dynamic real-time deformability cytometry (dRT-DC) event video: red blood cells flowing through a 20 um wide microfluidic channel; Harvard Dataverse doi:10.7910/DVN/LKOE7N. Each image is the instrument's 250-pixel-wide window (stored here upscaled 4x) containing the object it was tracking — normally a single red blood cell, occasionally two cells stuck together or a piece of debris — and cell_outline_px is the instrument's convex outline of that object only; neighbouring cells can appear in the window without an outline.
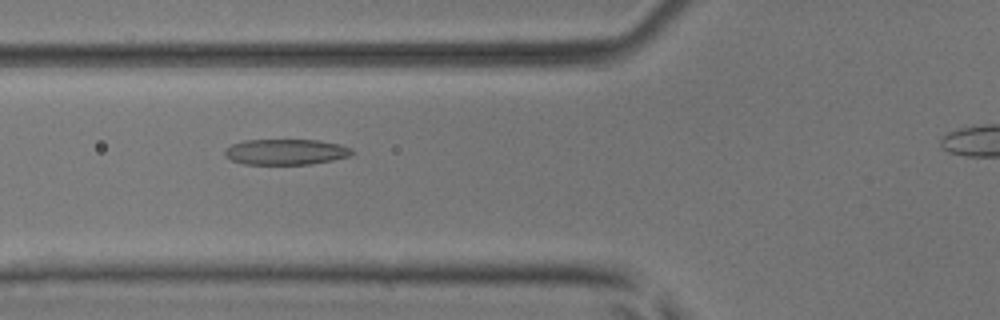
{"species": "common noctule bat (a hibernating species)", "species_latin": "Nyctalus noctula", "temperature_condition": "room temperature", "stored_images_in_passage": 38, "camera_frame_rate_fps": 3000, "um_per_image_px": 0.085, "animal": {"sex": "male", "body_mass_g": 17.9, "forearm_length_mm": 54.2}, "frame": {"image": 1, "passage_image": 11, "time_ms": 3.333, "image_size_px": [1000, 320], "cell_outline_px": [[356, 152], [352, 156], [312, 164], [244, 164], [232, 160], [224, 156], [224, 148], [232, 144], [244, 140], [320, 140], [340, 144], [352, 148]], "centroid_in_image_um": [24.33, 12.91], "position_along_channel_um": 101.5, "area_um2": 19.31}}
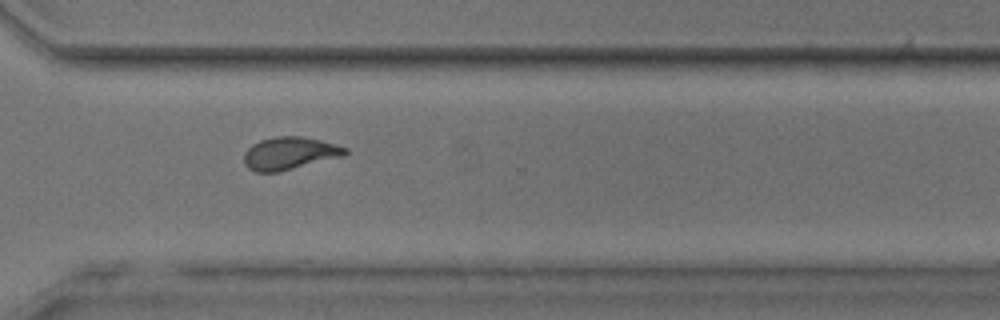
{"frame": {"image": 2, "passage_image": 30, "time_ms": 9.667, "image_size_px": [1000, 320], "cell_outline_px": [[348, 152], [344, 156], [280, 172], [256, 172], [248, 168], [244, 164], [244, 152], [252, 144], [260, 140], [276, 136], [300, 136], [320, 140], [336, 144], [348, 148]], "centroid_in_image_um": [24.62, 13.04], "position_along_channel_um": 346.0, "area_um2": 19.42}}
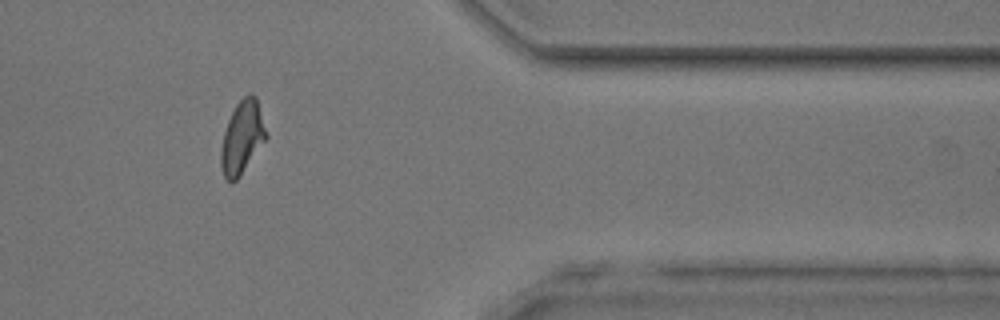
{"frame": {"image": 3, "passage_image": 35, "time_ms": 11.333, "image_size_px": [1000, 320], "cell_outline_px": [[268, 136], [240, 176], [232, 184], [224, 176], [220, 164], [220, 148], [224, 132], [228, 120], [236, 104], [248, 92], [252, 92], [256, 96]], "centroid_in_image_um": [20.57, 11.67], "position_along_channel_um": 390.8, "area_um2": 19.19}}